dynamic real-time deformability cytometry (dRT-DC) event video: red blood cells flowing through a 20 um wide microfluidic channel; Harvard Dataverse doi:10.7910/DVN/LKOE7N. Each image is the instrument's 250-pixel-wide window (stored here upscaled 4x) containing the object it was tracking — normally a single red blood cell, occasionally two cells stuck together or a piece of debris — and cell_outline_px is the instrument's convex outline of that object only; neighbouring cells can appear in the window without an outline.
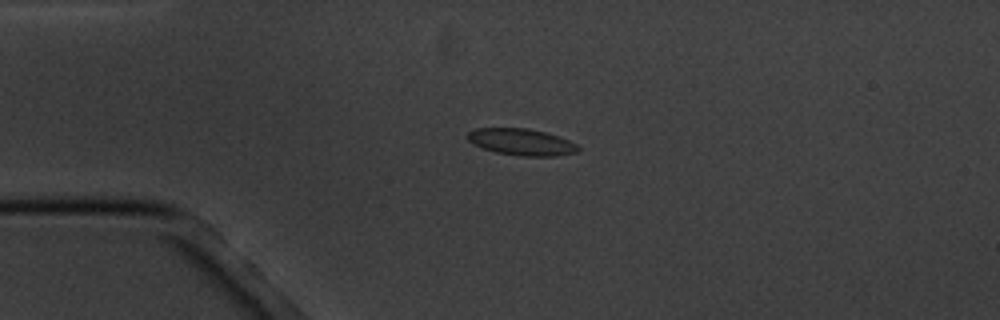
{"species": "common noctule bat (a hibernating species)", "species_latin": "Nyctalus noctula", "temperature_condition": "cold", "stored_images_in_passage": 5, "camera_frame_rate_fps": 3000, "um_per_image_px": 0.085, "animal": {"sex": "male", "body_mass_g": 20.1, "forearm_length_mm": 53.5}, "frame": {"image": 1, "passage_image": 4, "time_ms": 3.333, "image_size_px": [1000, 320], "cell_outline_px": [[580, 148], [576, 152], [556, 156], [520, 156], [496, 152], [472, 144], [464, 136], [468, 132], [476, 128], [528, 128], [544, 132], [568, 140], [576, 144]], "centroid_in_image_um": [44.27, 12.07], "position_along_channel_um": 40.7, "area_um2": 17.11}}